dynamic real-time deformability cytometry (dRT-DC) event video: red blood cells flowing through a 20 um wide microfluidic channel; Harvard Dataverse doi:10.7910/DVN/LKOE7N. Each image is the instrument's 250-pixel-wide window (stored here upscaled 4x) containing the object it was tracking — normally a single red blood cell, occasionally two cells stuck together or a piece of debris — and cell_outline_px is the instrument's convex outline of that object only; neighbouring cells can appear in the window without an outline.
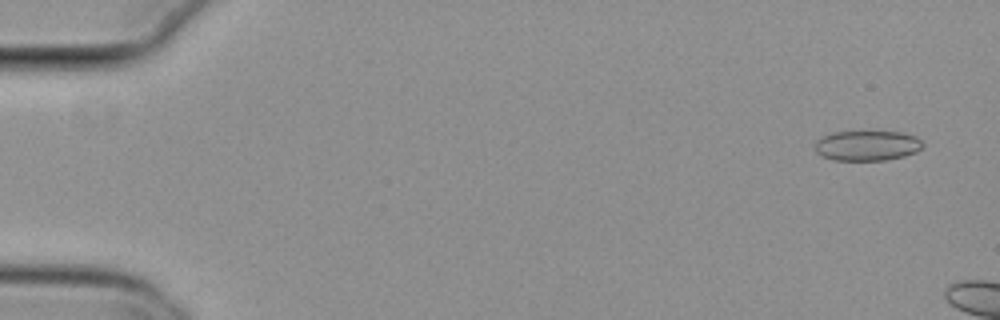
{"species": "common noctule bat (a hibernating species)", "species_latin": "Nyctalus noctula", "temperature_condition": "cold", "stored_images_in_passage": 7, "camera_frame_rate_fps": 3000, "um_per_image_px": 0.085, "animal": {"sex": "female", "body_mass_g": 29.2, "forearm_length_mm": 56.3}, "frame": {"image": 1, "passage_image": 3, "time_ms": 0.667, "image_size_px": [1000, 320], "cell_outline_px": [[924, 144], [916, 152], [904, 156], [888, 160], [832, 160], [816, 152], [816, 140], [832, 132], [900, 132], [916, 136]], "centroid_in_image_um": [73.72, 12.38], "position_along_channel_um": 11.3, "area_um2": 18.79}}